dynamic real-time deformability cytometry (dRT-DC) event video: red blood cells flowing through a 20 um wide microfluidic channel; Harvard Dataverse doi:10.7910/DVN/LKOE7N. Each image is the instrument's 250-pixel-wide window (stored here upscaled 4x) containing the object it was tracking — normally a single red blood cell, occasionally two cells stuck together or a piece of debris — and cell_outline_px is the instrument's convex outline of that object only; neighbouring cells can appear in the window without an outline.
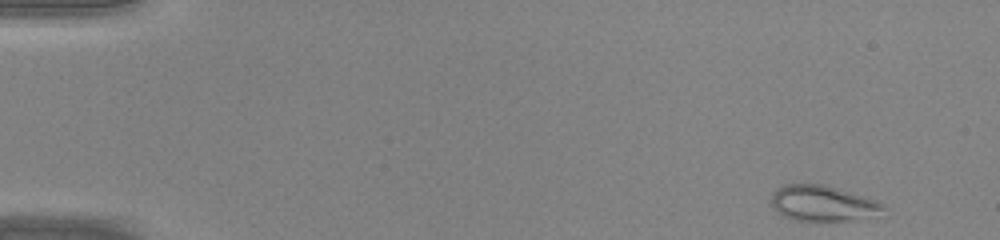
{"species": "common noctule bat (a hibernating species)", "species_latin": "Nyctalus noctula", "temperature_condition": "warm", "stored_images_in_passage": 43, "camera_frame_rate_fps": 3000, "um_per_image_px": 0.085, "animal": {"sex": "male", "body_mass_g": 20.0, "forearm_length_mm": 53.3}, "frame": {"image": 1, "passage_image": 1, "time_ms": 0.0, "image_size_px": [1000, 240], "cell_outline_px": [[884, 208], [872, 216], [848, 220], [796, 220], [780, 216], [772, 204], [772, 196], [784, 184], [824, 184], [876, 200]], "centroid_in_image_um": [69.88, 17.28], "position_along_channel_um": 15.1, "area_um2": 22.6}}
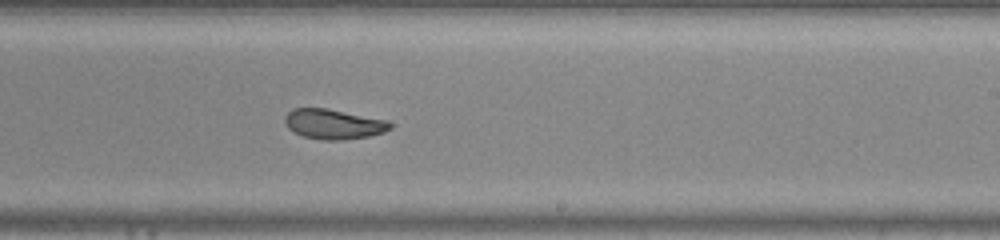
{"frame": {"image": 2, "passage_image": 26, "time_ms": 8.333, "image_size_px": [1000, 240], "cell_outline_px": [[392, 128], [384, 132], [368, 136], [344, 140], [324, 140], [304, 136], [292, 132], [288, 128], [284, 120], [284, 116], [292, 108], [328, 108], [388, 120], [392, 124]], "centroid_in_image_um": [28.35, 10.54], "position_along_channel_um": 260.7, "area_um2": 18.55}}
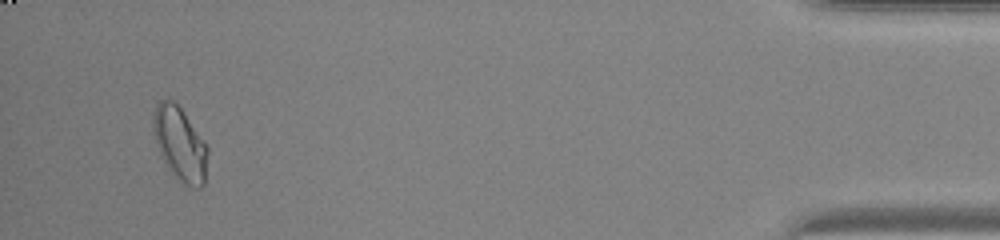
{"frame": {"image": 3, "passage_image": 41, "time_ms": 13.333, "image_size_px": [1000, 240], "cell_outline_px": [[208, 152], [204, 184], [200, 188], [192, 188], [184, 184], [160, 156], [152, 132], [152, 120], [156, 104], [160, 100], [172, 100], [184, 112], [208, 144]], "centroid_in_image_um": [15.3, 12.21], "position_along_channel_um": 419.9, "area_um2": 23.41}}